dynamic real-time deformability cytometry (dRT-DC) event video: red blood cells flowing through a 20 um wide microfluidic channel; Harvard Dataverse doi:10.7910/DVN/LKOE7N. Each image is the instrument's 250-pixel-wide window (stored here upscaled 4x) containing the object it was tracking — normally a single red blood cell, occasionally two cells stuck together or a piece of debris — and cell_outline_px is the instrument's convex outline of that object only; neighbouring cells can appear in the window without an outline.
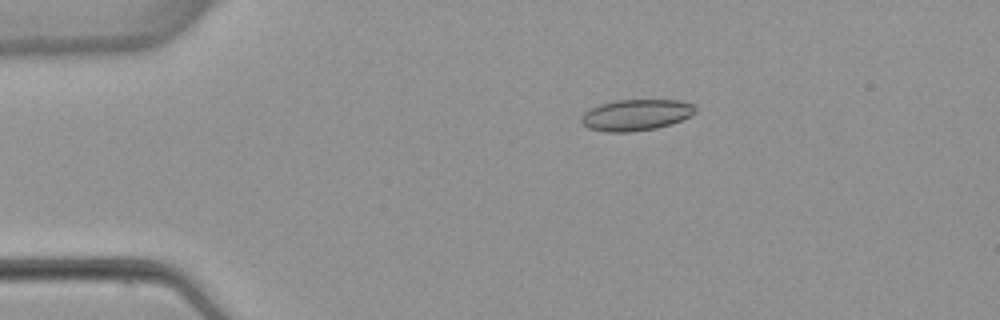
{"species": "common noctule bat (a hibernating species)", "species_latin": "Nyctalus noctula", "temperature_condition": "warm", "stored_images_in_passage": 4, "camera_frame_rate_fps": 3000, "um_per_image_px": 0.085, "animal": {"sex": "female", "body_mass_g": 22.7, "forearm_length_mm": 54.2}, "frame": {"image": 1, "passage_image": 3, "time_ms": 2.333, "image_size_px": [1000, 320], "cell_outline_px": [[696, 112], [672, 124], [656, 128], [628, 132], [608, 132], [588, 128], [580, 124], [580, 116], [588, 108], [600, 104], [616, 100], [676, 100], [692, 104], [696, 108]], "centroid_in_image_um": [53.99, 9.77], "position_along_channel_um": 31.0, "area_um2": 20.81}}